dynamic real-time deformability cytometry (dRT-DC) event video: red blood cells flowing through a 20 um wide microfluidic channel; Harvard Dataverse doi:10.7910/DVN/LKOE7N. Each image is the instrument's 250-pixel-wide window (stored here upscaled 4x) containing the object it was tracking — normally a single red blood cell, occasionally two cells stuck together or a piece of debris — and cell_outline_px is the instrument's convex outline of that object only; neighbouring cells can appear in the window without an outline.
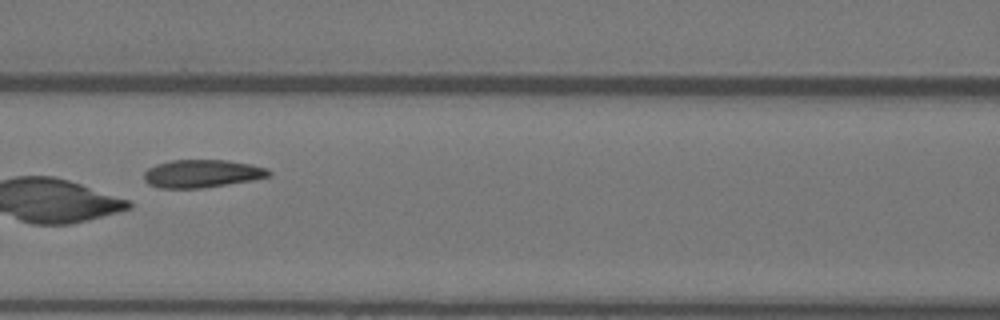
{"species": "Egyptian fruit bat (a non-hibernating species)", "species_latin": "Rousettus aegyptiacus", "temperature_condition": "warm", "stored_images_in_passage": 8, "camera_frame_rate_fps": 3000, "um_per_image_px": 0.085, "animal": {"sex": "female"}, "frame": {"image": 1, "passage_image": 7, "time_ms": 2.0, "image_size_px": [1000, 320], "cell_outline_px": [[272, 176], [252, 180], [200, 188], [160, 188], [148, 184], [144, 180], [144, 172], [148, 168], [156, 164], [172, 160], [228, 160], [252, 164], [268, 168], [272, 172]], "centroid_in_image_um": [17.19, 14.75], "position_along_channel_um": 149.4, "area_um2": 20.4}}
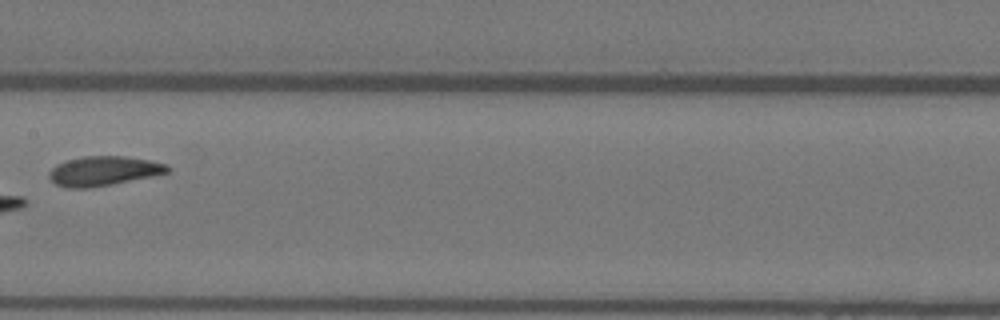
{"frame": {"image": 2, "passage_image": 8, "time_ms": 2.333, "image_size_px": [1000, 320], "cell_outline_px": [[172, 168], [168, 172], [152, 176], [88, 188], [68, 188], [56, 184], [48, 176], [48, 172], [56, 164], [68, 160], [84, 156], [128, 156], [168, 164]], "centroid_in_image_um": [8.81, 14.52], "position_along_channel_um": 198.6, "area_um2": 20.23}}